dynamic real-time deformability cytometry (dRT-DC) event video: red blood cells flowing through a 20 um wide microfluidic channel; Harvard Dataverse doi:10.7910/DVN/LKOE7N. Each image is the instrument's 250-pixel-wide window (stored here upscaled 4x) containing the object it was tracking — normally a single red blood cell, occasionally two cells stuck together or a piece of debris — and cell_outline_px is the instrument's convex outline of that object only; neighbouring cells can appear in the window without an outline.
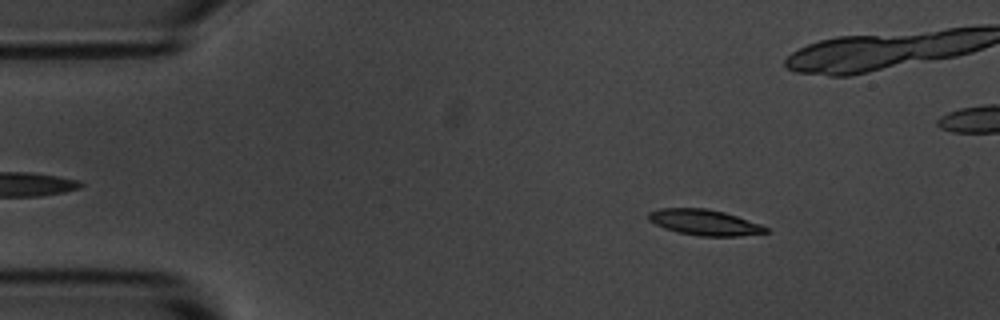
{"species": "common noctule bat (a hibernating species)", "species_latin": "Nyctalus noctula", "temperature_condition": "room temperature", "stored_images_in_passage": 4, "camera_frame_rate_fps": 3000, "um_per_image_px": 0.085, "animal": {"sex": "male", "body_mass_g": 20.1, "forearm_length_mm": 53.5}, "frame": {"image": 1, "passage_image": 2, "time_ms": 1.0, "image_size_px": [1000, 320], "cell_outline_px": [[768, 232], [740, 236], [700, 236], [680, 232], [664, 228], [648, 220], [648, 212], [660, 208], [708, 208], [724, 212], [760, 224], [768, 228]], "centroid_in_image_um": [59.87, 18.89], "position_along_channel_um": 25.1, "area_um2": 17.46}}